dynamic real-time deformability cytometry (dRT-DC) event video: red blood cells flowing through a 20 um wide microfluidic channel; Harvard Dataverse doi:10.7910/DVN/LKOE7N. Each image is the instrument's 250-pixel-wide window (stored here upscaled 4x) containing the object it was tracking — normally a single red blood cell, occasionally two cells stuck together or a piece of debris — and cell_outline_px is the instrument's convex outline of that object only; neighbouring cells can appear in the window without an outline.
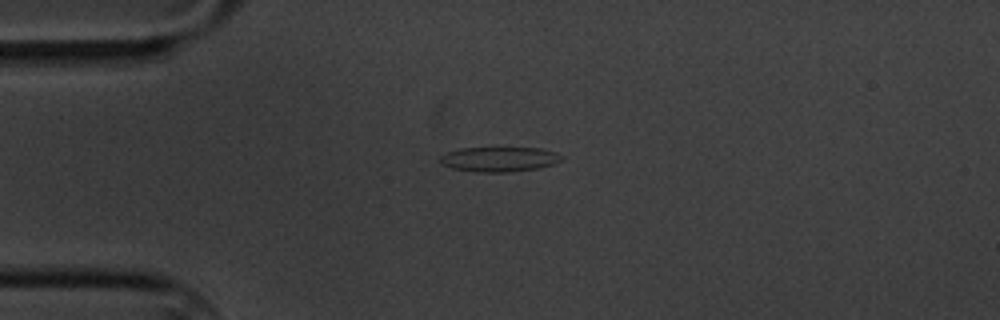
{"species": "common noctule bat (a hibernating species)", "species_latin": "Nyctalus noctula", "temperature_condition": "cold", "stored_images_in_passage": 2, "camera_frame_rate_fps": 3000, "um_per_image_px": 0.085, "animal": {"sex": "male", "body_mass_g": 20.1, "forearm_length_mm": 53.5}, "frame": {"image": 1, "passage_image": 1, "time_ms": 0.0, "image_size_px": [1000, 320], "cell_outline_px": [[564, 156], [560, 160], [552, 164], [540, 168], [508, 172], [480, 172], [452, 168], [440, 164], [440, 156], [444, 152], [460, 148], [544, 148], [556, 152]], "centroid_in_image_um": [42.42, 13.53], "position_along_channel_um": 42.6, "area_um2": 17.69}}